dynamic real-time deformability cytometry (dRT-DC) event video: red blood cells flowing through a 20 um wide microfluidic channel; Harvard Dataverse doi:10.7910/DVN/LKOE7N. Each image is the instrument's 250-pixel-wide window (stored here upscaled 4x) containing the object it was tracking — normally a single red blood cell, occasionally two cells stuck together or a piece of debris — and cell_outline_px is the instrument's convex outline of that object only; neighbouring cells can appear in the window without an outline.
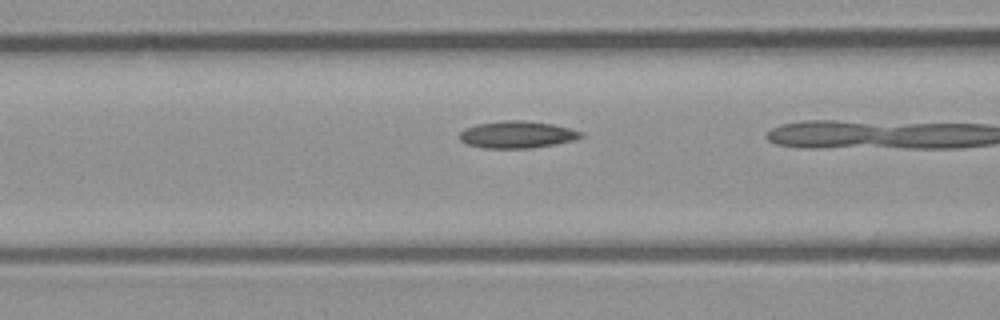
{"species": "common noctule bat (a hibernating species)", "species_latin": "Nyctalus noctula", "temperature_condition": "room temperature", "stored_images_in_passage": 5, "segment_of_instrument_passage": [1, 2], "camera_frame_rate_fps": 3000, "um_per_image_px": 0.085, "animal": {"sex": "male", "body_mass_g": 23.1, "forearm_length_mm": 52.7}, "frame": {"image": 1, "passage_image": 3, "time_ms": 0.667, "image_size_px": [1000, 320], "cell_outline_px": [[584, 136], [576, 140], [556, 144], [532, 148], [484, 148], [468, 144], [460, 140], [460, 132], [464, 128], [476, 124], [504, 120], [524, 120], [552, 124], [584, 132]], "centroid_in_image_um": [43.98, 11.44], "position_along_channel_um": 122.6, "area_um2": 19.25}}